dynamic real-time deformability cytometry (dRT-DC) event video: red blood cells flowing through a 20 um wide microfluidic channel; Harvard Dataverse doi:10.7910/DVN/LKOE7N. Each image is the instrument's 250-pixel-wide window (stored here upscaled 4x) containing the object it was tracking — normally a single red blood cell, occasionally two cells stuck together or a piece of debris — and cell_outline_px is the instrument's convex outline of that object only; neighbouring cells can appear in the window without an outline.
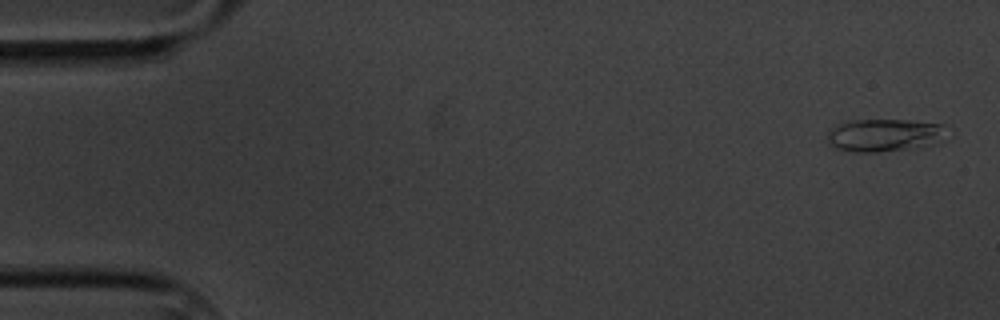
{"species": "common noctule bat (a hibernating species)", "species_latin": "Nyctalus noctula", "temperature_condition": "cold", "stored_images_in_passage": 7, "camera_frame_rate_fps": 3000, "um_per_image_px": 0.085, "animal": {"sex": "male", "body_mass_g": 20.1, "forearm_length_mm": 53.5}, "frame": {"image": 1, "passage_image": 7, "time_ms": 7.0, "image_size_px": [1000, 320], "cell_outline_px": [[944, 124], [940, 144], [876, 152], [852, 152], [836, 148], [828, 144], [828, 128], [852, 120], [908, 120]], "centroid_in_image_um": [75.12, 11.49], "position_along_channel_um": 9.9, "area_um2": 22.66}}